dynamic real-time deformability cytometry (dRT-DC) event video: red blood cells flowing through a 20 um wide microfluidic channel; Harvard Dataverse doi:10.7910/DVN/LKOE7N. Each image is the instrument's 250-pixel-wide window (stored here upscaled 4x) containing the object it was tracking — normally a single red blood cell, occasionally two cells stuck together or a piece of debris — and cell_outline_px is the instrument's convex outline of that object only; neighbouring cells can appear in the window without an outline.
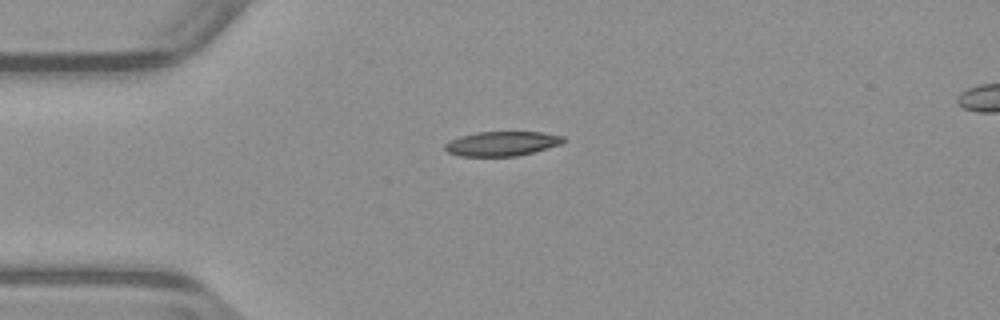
{"species": "common noctule bat (a hibernating species)", "species_latin": "Nyctalus noctula", "temperature_condition": "warm", "stored_images_in_passage": 40, "camera_frame_rate_fps": 3000, "um_per_image_px": 0.085, "animal": {"sex": "male", "body_mass_g": 23.1, "forearm_length_mm": 52.7}, "frame": {"image": 1, "passage_image": 1, "time_ms": 0.0, "image_size_px": [1000, 320], "cell_outline_px": [[564, 140], [560, 144], [532, 152], [516, 156], [460, 156], [448, 152], [444, 148], [444, 144], [460, 136], [476, 132], [544, 132], [564, 136]], "centroid_in_image_um": [42.64, 12.2], "position_along_channel_um": 42.4, "area_um2": 16.76}}
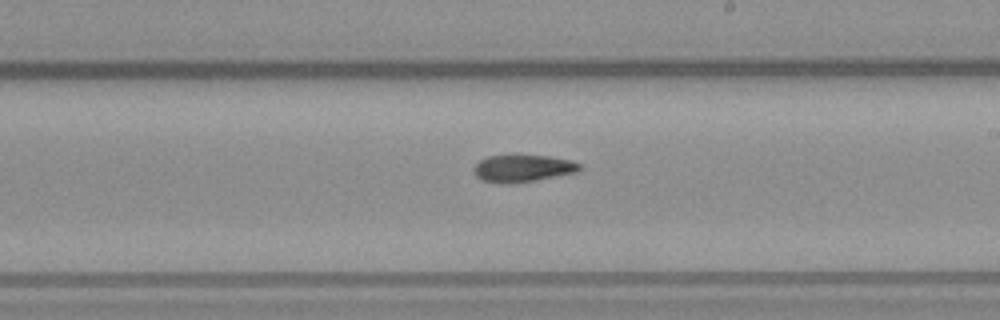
{"frame": {"image": 2, "passage_image": 18, "time_ms": 5.667, "image_size_px": [1000, 320], "cell_outline_px": [[584, 168], [576, 172], [536, 180], [512, 184], [504, 184], [480, 180], [476, 176], [472, 168], [480, 160], [488, 156], [548, 156], [572, 160], [580, 164]], "centroid_in_image_um": [44.43, 14.32], "position_along_channel_um": 244.6, "area_um2": 16.76}}
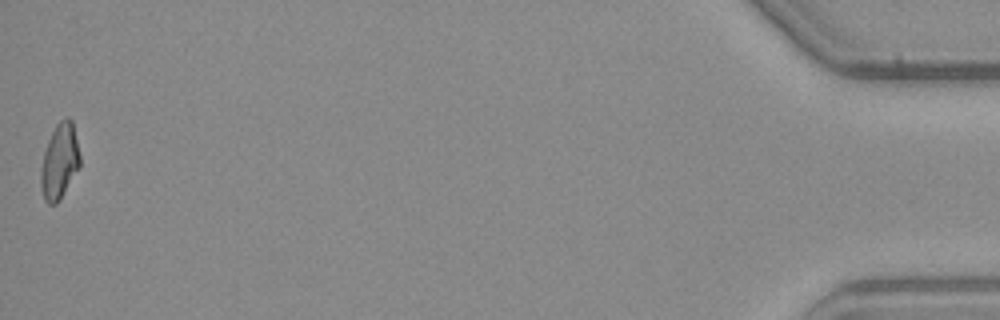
{"frame": {"image": 3, "passage_image": 40, "time_ms": 13.0, "image_size_px": [1000, 320], "cell_outline_px": [[80, 164], [60, 200], [56, 204], [48, 204], [44, 200], [40, 184], [40, 172], [44, 152], [48, 140], [56, 124], [64, 116], [68, 116], [72, 120], [80, 156]], "centroid_in_image_um": [5.05, 13.7], "position_along_channel_um": 430.2, "area_um2": 17.11}}